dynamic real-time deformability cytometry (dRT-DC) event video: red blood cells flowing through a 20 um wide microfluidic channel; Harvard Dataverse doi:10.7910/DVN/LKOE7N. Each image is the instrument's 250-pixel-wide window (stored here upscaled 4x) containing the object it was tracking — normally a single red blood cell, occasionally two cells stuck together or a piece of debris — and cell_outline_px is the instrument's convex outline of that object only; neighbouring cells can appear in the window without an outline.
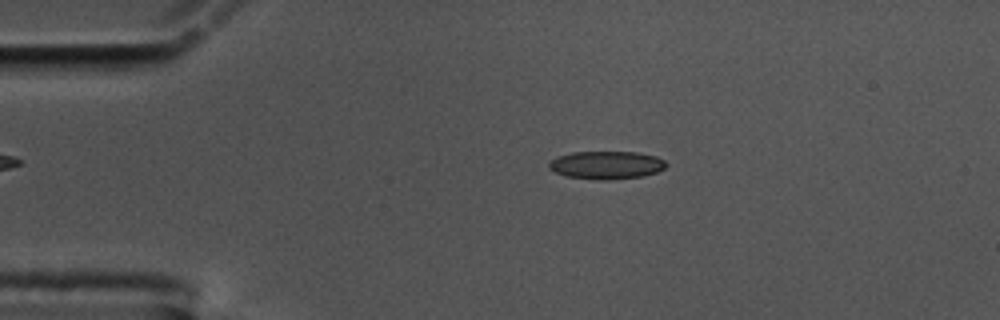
{"species": "common noctule bat (a hibernating species)", "species_latin": "Nyctalus noctula", "temperature_condition": "cold", "stored_images_in_passage": 41, "camera_frame_rate_fps": 3000, "um_per_image_px": 0.085, "animal": {"sex": "male", "body_mass_g": 17.5, "forearm_length_mm": 52.3}, "frame": {"image": 1, "passage_image": 10, "time_ms": 3.0, "image_size_px": [1000, 320], "cell_outline_px": [[668, 164], [664, 168], [656, 172], [644, 176], [604, 180], [600, 180], [564, 176], [548, 168], [548, 164], [556, 156], [572, 152], [636, 152], [656, 156], [664, 160]], "centroid_in_image_um": [51.53, 14.03], "position_along_channel_um": 33.5, "area_um2": 19.13}}
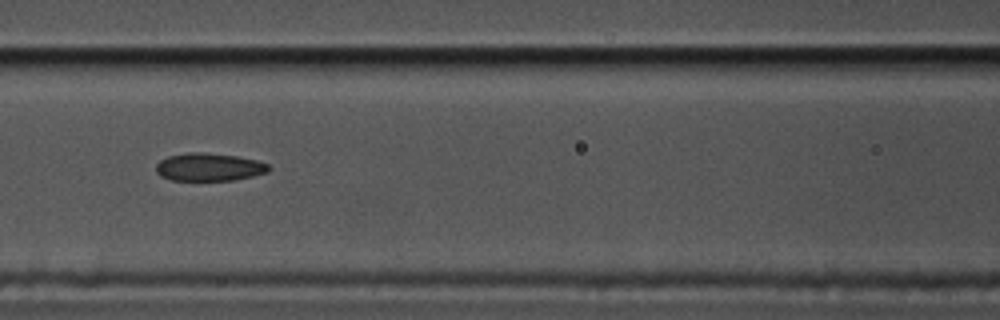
{"frame": {"image": 2, "passage_image": 23, "time_ms": 7.333, "image_size_px": [1000, 320], "cell_outline_px": [[272, 168], [268, 172], [236, 180], [172, 180], [160, 176], [156, 172], [156, 164], [160, 160], [168, 156], [188, 152], [200, 152], [236, 156], [256, 160], [268, 164]], "centroid_in_image_um": [17.77, 14.2], "position_along_channel_um": 148.8, "area_um2": 18.32}}
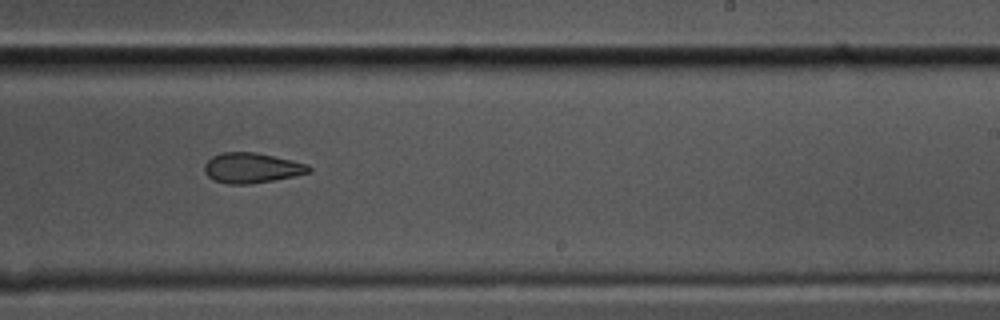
{"frame": {"image": 3, "passage_image": 33, "time_ms": 10.667, "image_size_px": [1000, 320], "cell_outline_px": [[312, 172], [272, 180], [248, 184], [228, 184], [212, 180], [204, 172], [204, 164], [212, 156], [220, 152], [252, 152], [272, 156], [308, 164], [312, 168]], "centroid_in_image_um": [21.36, 14.27], "position_along_channel_um": 267.6, "area_um2": 18.26}}